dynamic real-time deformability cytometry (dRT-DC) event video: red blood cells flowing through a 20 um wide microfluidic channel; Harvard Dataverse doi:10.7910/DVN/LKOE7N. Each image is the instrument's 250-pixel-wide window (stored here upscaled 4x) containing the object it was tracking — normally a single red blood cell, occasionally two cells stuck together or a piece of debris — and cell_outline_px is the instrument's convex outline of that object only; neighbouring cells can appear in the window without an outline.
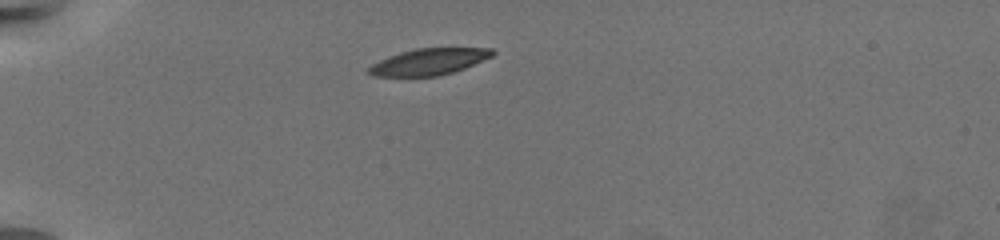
{"species": "common noctule bat (a hibernating species)", "species_latin": "Nyctalus noctula", "temperature_condition": "warm", "stored_images_in_passage": 46, "camera_frame_rate_fps": 3000, "um_per_image_px": 0.085, "animal": {"sex": "female", "body_mass_g": 19.5, "forearm_length_mm": 54.1}, "frame": {"image": 1, "passage_image": 1, "time_ms": 0.0, "image_size_px": [1000, 240], "cell_outline_px": [[496, 52], [492, 56], [464, 68], [452, 72], [436, 76], [372, 76], [368, 72], [368, 68], [372, 64], [388, 56], [400, 52], [416, 48], [492, 48]], "centroid_in_image_um": [36.45, 5.24], "position_along_channel_um": 48.6, "area_um2": 18.9}}
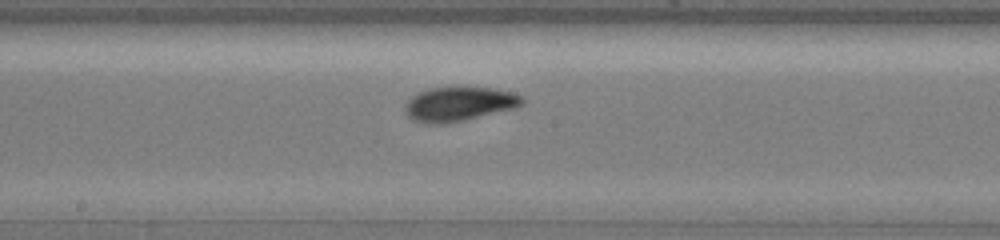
{"frame": {"image": 2, "passage_image": 19, "time_ms": 6.0, "image_size_px": [1000, 240], "cell_outline_px": [[524, 104], [516, 108], [460, 120], [440, 124], [428, 124], [412, 120], [408, 116], [404, 108], [408, 100], [412, 96], [428, 88], [452, 84], [460, 84], [496, 88], [512, 92], [524, 96]], "centroid_in_image_um": [39.04, 8.77], "position_along_channel_um": 209.2, "area_um2": 24.22}}
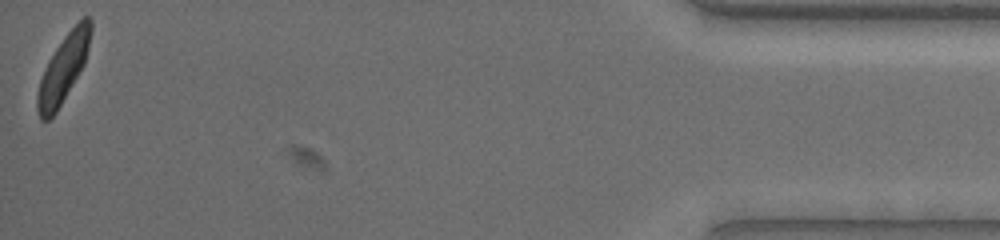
{"frame": {"image": 3, "passage_image": 46, "time_ms": 15.0, "image_size_px": [1000, 240], "cell_outline_px": [[92, 28], [88, 48], [84, 64], [56, 112], [48, 120], [40, 120], [36, 108], [36, 96], [40, 80], [48, 60], [64, 36], [84, 16], [88, 16], [92, 20]], "centroid_in_image_um": [5.37, 5.83], "position_along_channel_um": 429.8, "area_um2": 20.58}, "authors_computed_cell_mechanics": {"area_um2": 22.0218, "velocity_mm_per_s": 3.3127, "shape_relaxation_time_tau1_ms": 2.6029, "shape_relaxation_time_tau2_ms": 1.3453, "deformation_change_tau1": 0.1388, "deformation_change_tau2": 0.0615}}